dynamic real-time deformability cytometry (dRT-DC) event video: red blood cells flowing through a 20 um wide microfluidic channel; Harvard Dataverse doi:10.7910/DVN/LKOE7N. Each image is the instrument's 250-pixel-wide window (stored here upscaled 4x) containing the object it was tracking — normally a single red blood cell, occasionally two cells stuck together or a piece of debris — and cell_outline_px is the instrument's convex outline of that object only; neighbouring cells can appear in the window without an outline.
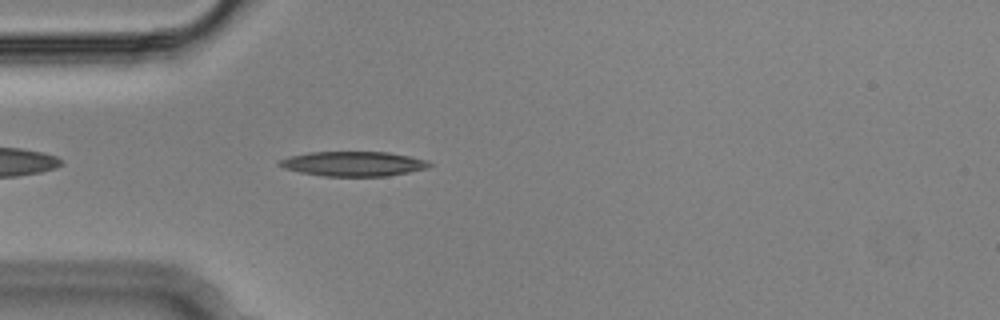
{"species": "Egyptian fruit bat (a non-hibernating species)", "species_latin": "Rousettus aegyptiacus", "temperature_condition": "cold", "stored_images_in_passage": 43, "camera_frame_rate_fps": 3000, "um_per_image_px": 0.085, "animal": {"sex": "male"}, "frame": {"image": 1, "passage_image": 4, "time_ms": 1.0, "image_size_px": [1000, 320], "cell_outline_px": [[432, 164], [428, 168], [388, 176], [324, 176], [300, 172], [284, 168], [276, 164], [280, 160], [288, 156], [308, 152], [388, 152], [428, 160]], "centroid_in_image_um": [30.02, 13.92], "position_along_channel_um": 55.0, "area_um2": 21.62}}
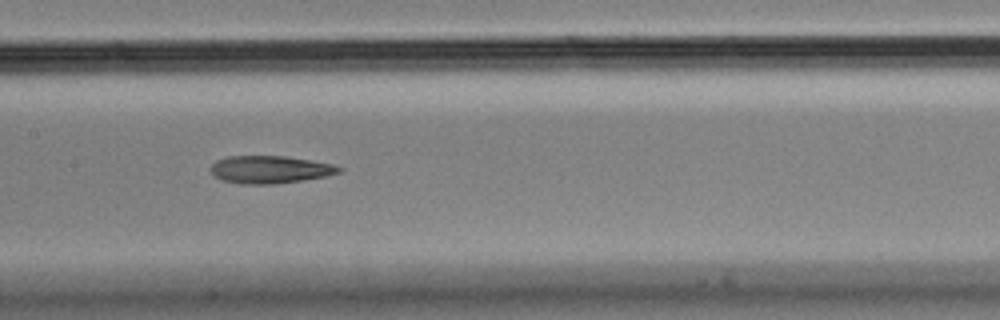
{"frame": {"image": 2, "passage_image": 15, "time_ms": 4.667, "image_size_px": [1000, 320], "cell_outline_px": [[344, 168], [340, 172], [328, 176], [304, 180], [276, 184], [240, 184], [224, 180], [212, 176], [208, 168], [216, 160], [228, 156], [284, 156], [336, 164]], "centroid_in_image_um": [22.95, 14.41], "position_along_channel_um": 184.4, "area_um2": 20.98}}
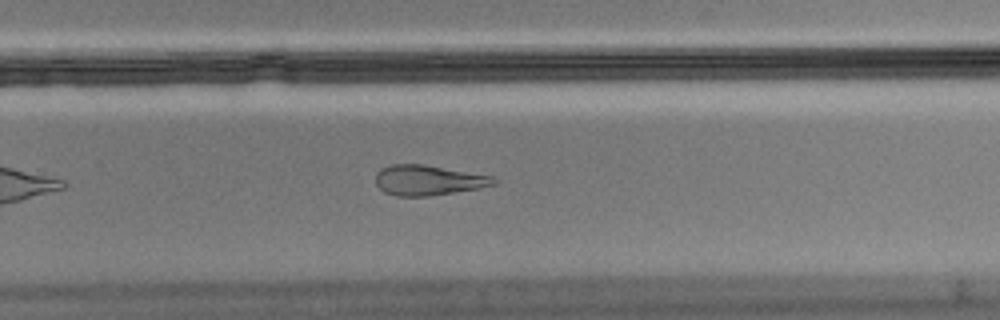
{"frame": {"image": 3, "passage_image": 24, "time_ms": 7.667, "image_size_px": [1000, 320], "cell_outline_px": [[500, 180], [496, 184], [480, 188], [428, 196], [396, 196], [384, 192], [376, 184], [376, 172], [380, 168], [392, 164], [424, 164], [492, 176]], "centroid_in_image_um": [36.4, 15.31], "position_along_channel_um": 293.4, "area_um2": 20.87}, "authors_computed_cell_mechanics": {"area_um2": 21.6172, "velocity_mm_per_s": 3.6464, "shape_relaxation_time_tau1_ms": null, "shape_relaxation_time_tau2_ms": 6.6529, "deformation_change_tau1": null, "deformation_change_tau2": 0.1876}}